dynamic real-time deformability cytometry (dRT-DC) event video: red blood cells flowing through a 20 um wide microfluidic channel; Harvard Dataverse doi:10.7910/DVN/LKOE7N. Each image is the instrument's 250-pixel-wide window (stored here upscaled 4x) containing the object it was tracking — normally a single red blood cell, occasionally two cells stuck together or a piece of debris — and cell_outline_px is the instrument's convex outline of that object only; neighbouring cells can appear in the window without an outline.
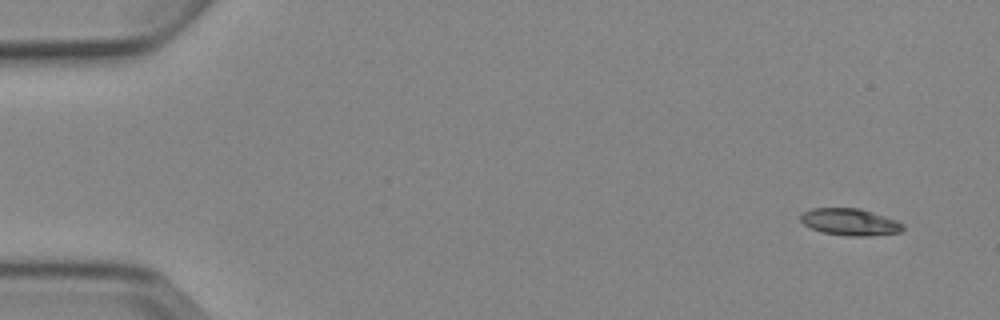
{"species": "Egyptian fruit bat (a non-hibernating species)", "species_latin": "Rousettus aegyptiacus", "temperature_condition": "cold", "stored_images_in_passage": 5, "camera_frame_rate_fps": 3000, "um_per_image_px": 0.085, "animal": {"sex": "female"}, "frame": {"image": 1, "passage_image": 1, "time_ms": 0.0, "image_size_px": [1000, 320], "cell_outline_px": [[904, 228], [900, 232], [868, 236], [848, 236], [824, 232], [812, 228], [804, 224], [800, 220], [800, 216], [804, 212], [812, 208], [860, 208], [896, 220], [904, 224]], "centroid_in_image_um": [72.26, 18.86], "position_along_channel_um": 12.7, "area_um2": 15.9}}
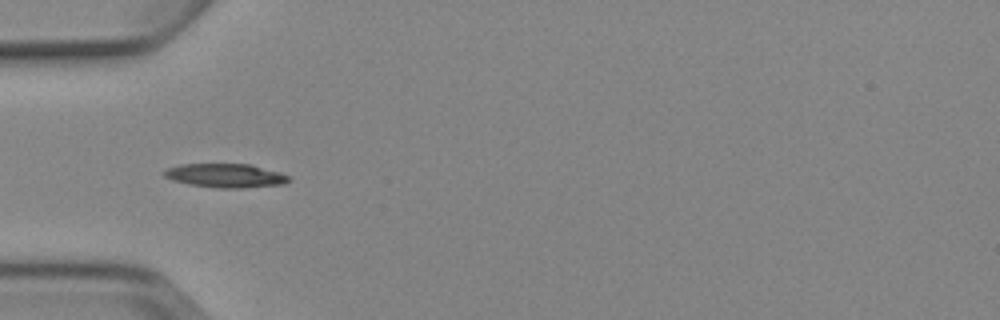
{"frame": {"image": 2, "passage_image": 5, "time_ms": 4.667, "image_size_px": [1000, 320], "cell_outline_px": [[292, 180], [284, 184], [240, 188], [216, 188], [188, 184], [172, 180], [164, 176], [160, 172], [164, 168], [180, 164], [248, 164], [280, 172], [288, 176]], "centroid_in_image_um": [19.11, 14.92], "position_along_channel_um": 65.9, "area_um2": 17.51}}